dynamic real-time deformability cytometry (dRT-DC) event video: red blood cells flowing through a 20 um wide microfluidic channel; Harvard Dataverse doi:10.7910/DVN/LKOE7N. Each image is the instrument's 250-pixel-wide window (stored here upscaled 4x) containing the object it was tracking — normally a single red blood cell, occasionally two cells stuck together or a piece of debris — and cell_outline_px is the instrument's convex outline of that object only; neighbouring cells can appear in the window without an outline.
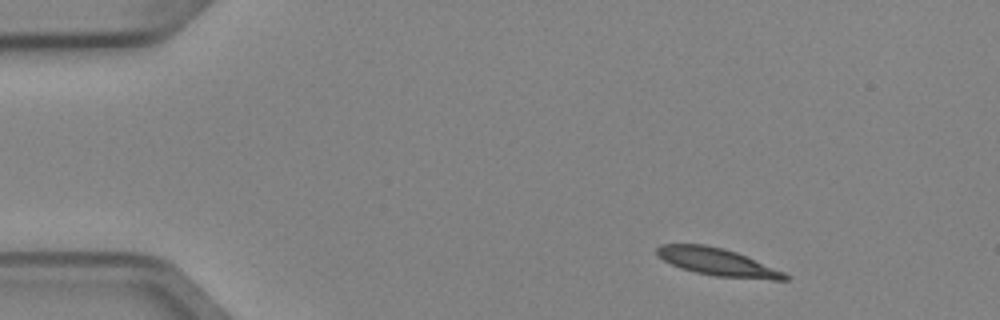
{"species": "Egyptian fruit bat (a non-hibernating species)", "species_latin": "Rousettus aegyptiacus", "temperature_condition": "cold", "stored_images_in_passage": 4, "camera_frame_rate_fps": 3000, "um_per_image_px": 0.085, "animal": {"sex": "female"}, "frame": {"image": 1, "passage_image": 1, "time_ms": 0.0, "image_size_px": [1000, 320], "cell_outline_px": [[788, 280], [772, 280], [716, 276], [696, 272], [680, 268], [664, 260], [656, 252], [656, 248], [660, 244], [704, 244], [724, 248], [736, 252], [784, 272], [788, 276]], "centroid_in_image_um": [60.97, 22.26], "position_along_channel_um": 24.0, "area_um2": 20.29}}
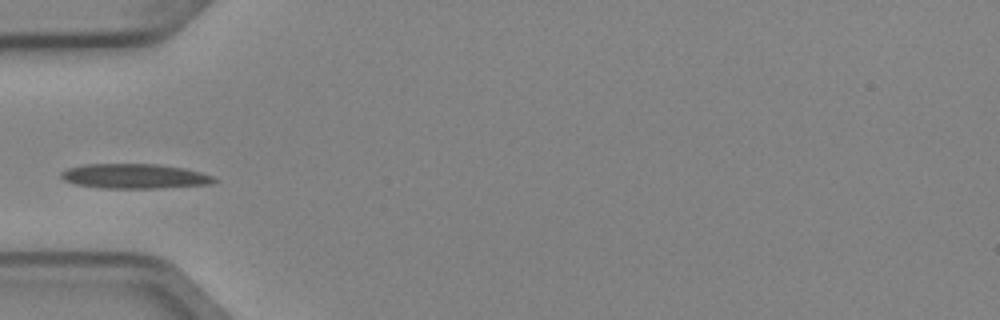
{"frame": {"image": 2, "passage_image": 4, "time_ms": 1.0, "image_size_px": [1000, 320], "cell_outline_px": [[220, 180], [212, 184], [160, 188], [100, 188], [76, 184], [64, 180], [60, 176], [60, 172], [68, 168], [84, 164], [160, 164], [184, 168], [200, 172], [212, 176]], "centroid_in_image_um": [11.46, 14.98], "position_along_channel_um": 73.5, "area_um2": 22.2}}